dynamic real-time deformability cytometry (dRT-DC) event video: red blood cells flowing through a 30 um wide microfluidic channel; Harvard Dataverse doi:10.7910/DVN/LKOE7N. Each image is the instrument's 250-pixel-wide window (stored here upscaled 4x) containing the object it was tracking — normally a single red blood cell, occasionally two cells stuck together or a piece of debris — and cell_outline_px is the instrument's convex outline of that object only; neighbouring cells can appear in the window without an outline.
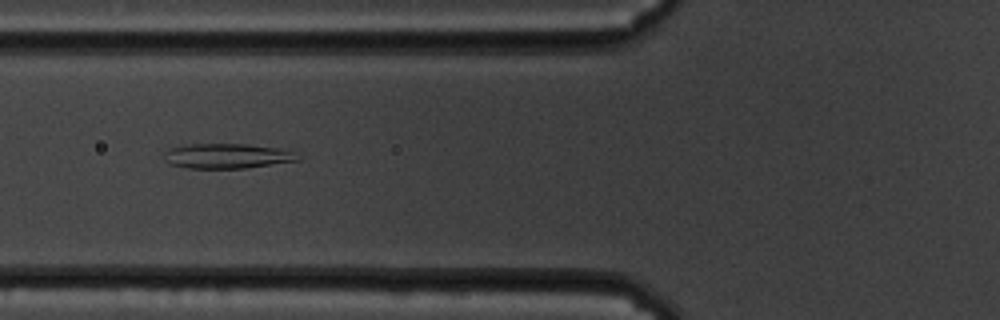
{"species": "common noctule bat (a hibernating species)", "species_latin": "Nyctalus noctula", "temperature_condition": "cold", "stored_images_in_passage": 55, "camera_frame_rate_fps": 3000, "um_per_image_px": 0.085, "animal": {"sex": "male", "body_mass_g": 19.5, "forearm_length_mm": 54.6}, "frame": {"image": 1, "passage_image": 18, "time_ms": 5.667, "image_size_px": [1000, 320], "cell_outline_px": [[300, 160], [244, 168], [188, 168], [168, 164], [164, 160], [164, 152], [168, 148], [188, 144], [244, 144], [276, 148], [288, 152]], "centroid_in_image_um": [19.14, 13.26], "position_along_channel_um": 106.7, "area_um2": 19.02}}
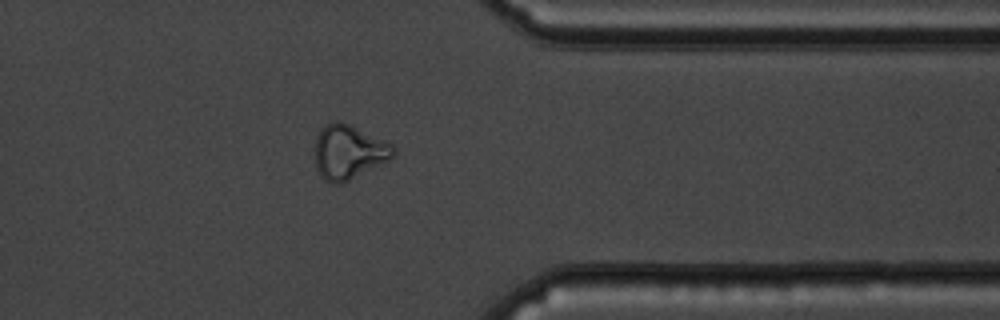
{"frame": {"image": 2, "passage_image": 43, "time_ms": 14.0, "image_size_px": [1000, 320], "cell_outline_px": [[396, 152], [388, 160], [344, 184], [332, 184], [324, 180], [320, 176], [316, 168], [316, 136], [320, 128], [336, 120], [340, 120], [388, 140], [396, 148]], "centroid_in_image_um": [29.65, 12.92], "position_along_channel_um": 381.7, "area_um2": 25.26}}
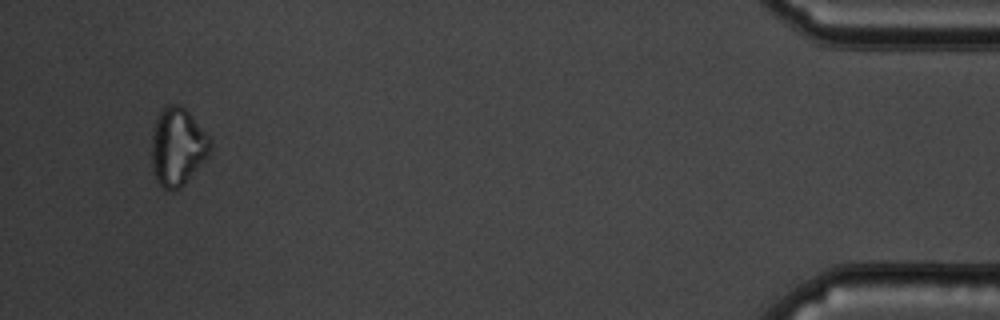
{"frame": {"image": 3, "passage_image": 52, "time_ms": 17.0, "image_size_px": [1000, 320], "cell_outline_px": [[212, 148], [208, 156], [184, 184], [180, 188], [172, 192], [164, 188], [156, 180], [152, 172], [152, 136], [156, 120], [160, 112], [168, 104], [180, 104], [188, 112], [212, 140]], "centroid_in_image_um": [15.1, 12.5], "position_along_channel_um": 420.1, "area_um2": 26.53}}